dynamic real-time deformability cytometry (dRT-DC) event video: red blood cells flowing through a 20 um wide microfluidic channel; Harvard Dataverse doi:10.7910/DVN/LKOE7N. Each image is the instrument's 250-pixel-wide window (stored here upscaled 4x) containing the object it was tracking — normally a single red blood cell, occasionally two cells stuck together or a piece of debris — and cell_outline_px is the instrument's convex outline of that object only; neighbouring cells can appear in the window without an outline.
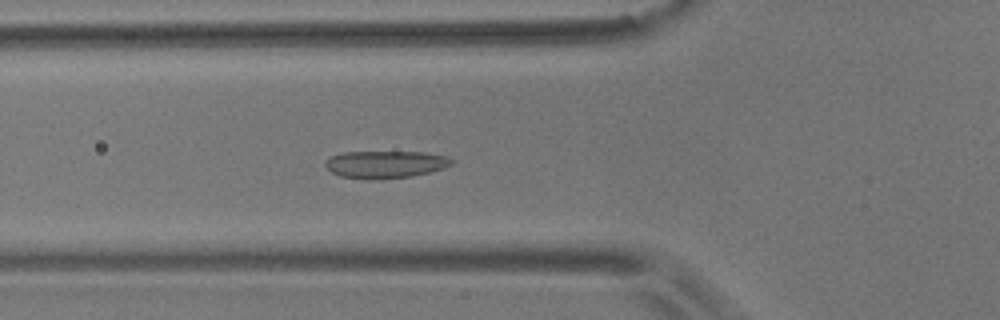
{"species": "common noctule bat (a hibernating species)", "species_latin": "Nyctalus noctula", "temperature_condition": "room temperature", "stored_images_in_passage": 4, "camera_frame_rate_fps": 3000, "um_per_image_px": 0.085, "animal": {"sex": "male", "body_mass_g": 17.9}, "frame": {"image": 1, "passage_image": 4, "time_ms": 3.333, "image_size_px": [1000, 320], "cell_outline_px": [[452, 164], [444, 168], [412, 176], [368, 180], [340, 176], [332, 172], [324, 164], [324, 160], [332, 156], [344, 152], [424, 152], [448, 156], [452, 160]], "centroid_in_image_um": [32.74, 13.97], "position_along_channel_um": 93.1, "area_um2": 20.11}}